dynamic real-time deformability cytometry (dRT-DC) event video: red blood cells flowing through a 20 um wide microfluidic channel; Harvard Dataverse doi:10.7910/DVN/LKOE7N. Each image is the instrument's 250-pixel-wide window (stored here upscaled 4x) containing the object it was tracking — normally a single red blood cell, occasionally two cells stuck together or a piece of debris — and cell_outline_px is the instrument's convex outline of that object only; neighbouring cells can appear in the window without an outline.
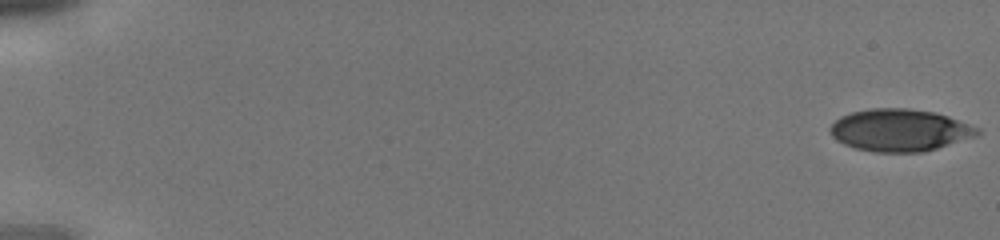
{"species": "human", "species_latin": "Homo sapiens", "temperature_condition": "cold", "stored_images_in_passage": 42, "camera_frame_rate_fps": 3000, "um_per_image_px": 0.085, "donor": {"sex": "male"}, "frame": {"image": 1, "passage_image": 1, "time_ms": 0.0, "image_size_px": [1000, 240], "cell_outline_px": [[980, 132], [976, 136], [924, 152], [876, 152], [856, 148], [844, 144], [836, 140], [832, 136], [828, 128], [840, 116], [852, 112], [872, 108], [908, 108], [932, 112], [948, 116], [980, 128]], "centroid_in_image_um": [76.47, 11.06], "position_along_channel_um": 8.5, "area_um2": 36.13}}
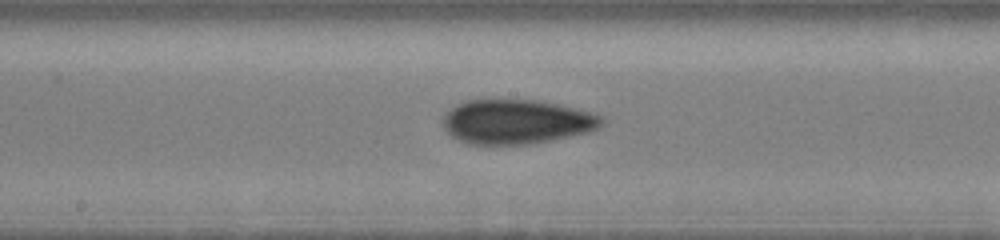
{"frame": {"image": 2, "passage_image": 24, "time_ms": 7.667, "image_size_px": [1000, 240], "cell_outline_px": [[604, 124], [600, 128], [592, 132], [532, 144], [468, 144], [452, 136], [444, 128], [444, 116], [456, 104], [464, 100], [536, 100], [556, 104], [604, 116]], "centroid_in_image_um": [43.95, 10.36], "position_along_channel_um": 204.3, "area_um2": 41.04}}
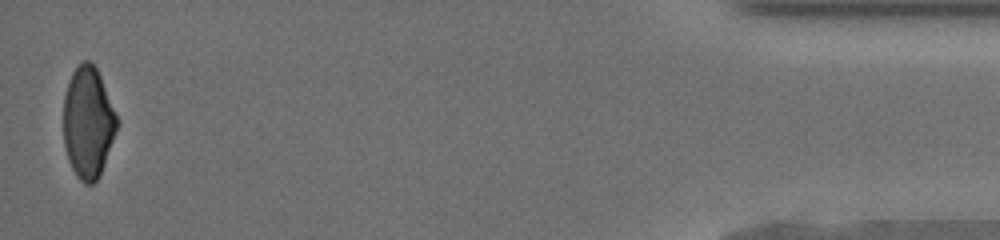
{"frame": {"image": 3, "passage_image": 42, "time_ms": 13.667, "image_size_px": [1000, 240], "cell_outline_px": [[120, 124], [100, 176], [92, 184], [84, 184], [76, 176], [68, 160], [64, 144], [64, 96], [72, 72], [84, 60], [88, 60], [96, 68], [100, 76], [120, 120]], "centroid_in_image_um": [7.52, 10.45], "position_along_channel_um": 427.7, "area_um2": 34.97}}